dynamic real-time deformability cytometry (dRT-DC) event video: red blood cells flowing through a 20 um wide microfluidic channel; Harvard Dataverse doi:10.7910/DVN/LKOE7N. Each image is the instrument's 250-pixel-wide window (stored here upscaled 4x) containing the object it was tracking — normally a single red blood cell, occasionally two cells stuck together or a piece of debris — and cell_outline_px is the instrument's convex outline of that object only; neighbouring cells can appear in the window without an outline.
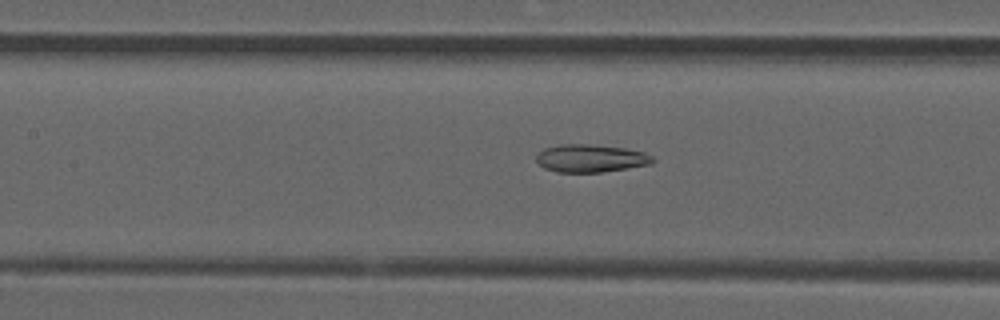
{"species": "common noctule bat (a hibernating species)", "species_latin": "Nyctalus noctula", "temperature_condition": "room temperature", "stored_images_in_passage": 38, "camera_frame_rate_fps": 3000, "um_per_image_px": 0.085, "animal": {"sex": "male", "forearm_length_mm": 52.5}, "frame": {"image": 1, "passage_image": 9, "time_ms": 2.667, "image_size_px": [1000, 320], "cell_outline_px": [[656, 160], [652, 164], [600, 172], [556, 172], [544, 168], [536, 160], [536, 156], [544, 148], [560, 144], [588, 144], [624, 148], [644, 152], [652, 156]], "centroid_in_image_um": [50.21, 13.45], "position_along_channel_um": 157.2, "area_um2": 18.79}}
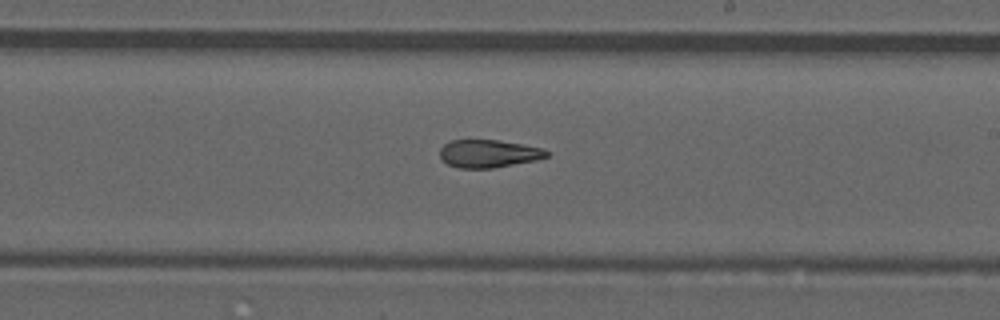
{"frame": {"image": 2, "passage_image": 16, "time_ms": 5.0, "image_size_px": [1000, 320], "cell_outline_px": [[548, 156], [536, 160], [492, 168], [460, 168], [448, 164], [440, 160], [440, 148], [448, 140], [500, 140], [544, 148], [548, 152]], "centroid_in_image_um": [41.5, 13.05], "position_along_channel_um": 247.5, "area_um2": 17.4}}
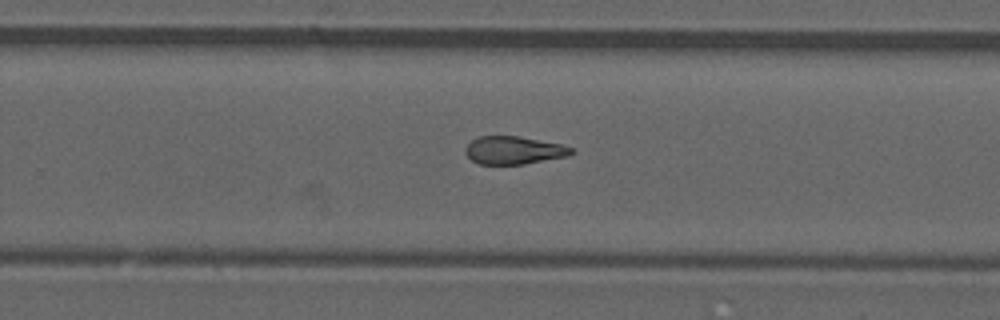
{"frame": {"image": 3, "passage_image": 19, "time_ms": 6.0, "image_size_px": [1000, 320], "cell_outline_px": [[576, 152], [568, 156], [524, 164], [480, 164], [472, 160], [464, 152], [464, 148], [472, 140], [480, 136], [516, 136], [560, 144], [572, 148]], "centroid_in_image_um": [43.66, 12.78], "position_along_channel_um": 286.1, "area_um2": 17.11}, "authors_computed_cell_mechanics": {"area_um2": 18.1781, "velocity_mm_per_s": 3.898, "shape_relaxation_time_tau1_ms": null, "shape_relaxation_time_tau2_ms": 2.5118, "deformation_change_tau1": null, "deformation_change_tau2": 0.1088}}